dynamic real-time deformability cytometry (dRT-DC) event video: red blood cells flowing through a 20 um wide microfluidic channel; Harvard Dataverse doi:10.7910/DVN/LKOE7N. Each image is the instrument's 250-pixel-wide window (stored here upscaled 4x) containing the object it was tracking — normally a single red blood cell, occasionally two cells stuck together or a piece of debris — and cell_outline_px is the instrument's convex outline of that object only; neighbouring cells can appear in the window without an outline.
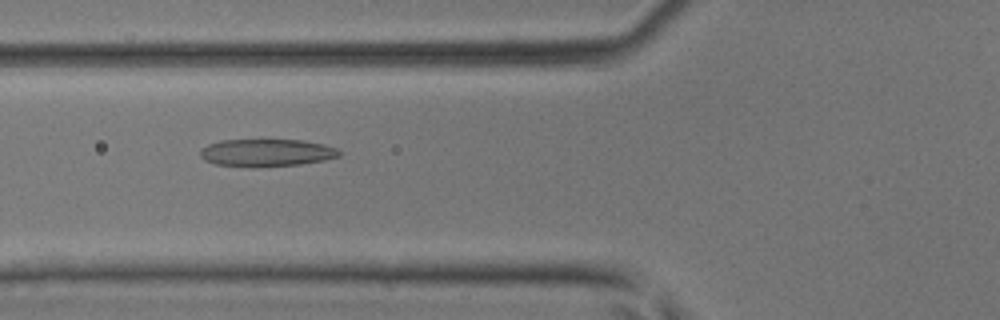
{"species": "common noctule bat (a hibernating species)", "species_latin": "Nyctalus noctula", "temperature_condition": "room temperature", "stored_images_in_passage": 46, "camera_frame_rate_fps": 3000, "um_per_image_px": 0.085, "animal": {"sex": "male", "body_mass_g": 17.9, "forearm_length_mm": 54.2}, "frame": {"image": 1, "passage_image": 18, "time_ms": 5.667, "image_size_px": [1000, 320], "cell_outline_px": [[340, 156], [324, 160], [300, 164], [252, 168], [216, 164], [204, 160], [200, 156], [200, 152], [208, 144], [220, 140], [300, 140], [324, 144], [336, 148], [340, 152]], "centroid_in_image_um": [22.64, 12.99], "position_along_channel_um": 103.2, "area_um2": 22.31}}
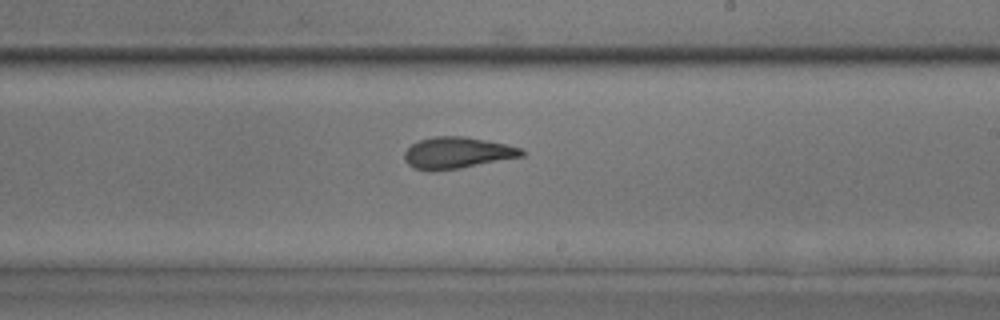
{"frame": {"image": 2, "passage_image": 28, "time_ms": 9.0, "image_size_px": [1000, 320], "cell_outline_px": [[524, 156], [460, 168], [412, 168], [404, 160], [404, 152], [412, 144], [420, 140], [432, 136], [464, 136], [504, 144], [520, 148], [524, 152]], "centroid_in_image_um": [38.86, 12.96], "position_along_channel_um": 250.1, "area_um2": 20.81}}
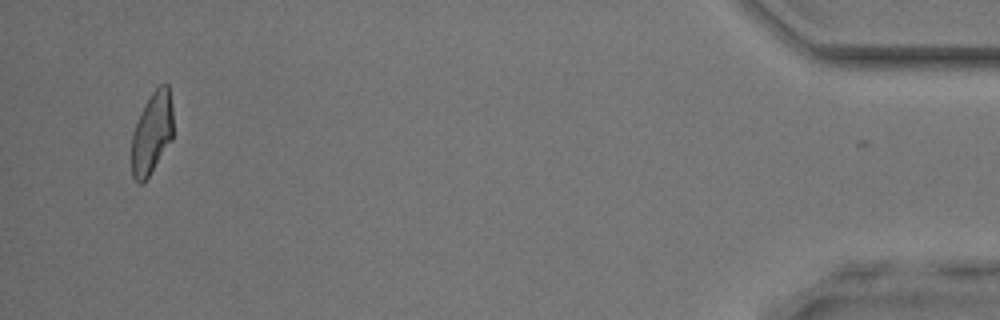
{"frame": {"image": 3, "passage_image": 45, "time_ms": 14.667, "image_size_px": [1000, 320], "cell_outline_px": [[172, 140], [144, 184], [140, 184], [132, 176], [132, 132], [140, 112], [144, 104], [152, 92], [160, 84], [168, 84], [172, 108]], "centroid_in_image_um": [12.9, 11.33], "position_along_channel_um": 422.3, "area_um2": 19.94}}